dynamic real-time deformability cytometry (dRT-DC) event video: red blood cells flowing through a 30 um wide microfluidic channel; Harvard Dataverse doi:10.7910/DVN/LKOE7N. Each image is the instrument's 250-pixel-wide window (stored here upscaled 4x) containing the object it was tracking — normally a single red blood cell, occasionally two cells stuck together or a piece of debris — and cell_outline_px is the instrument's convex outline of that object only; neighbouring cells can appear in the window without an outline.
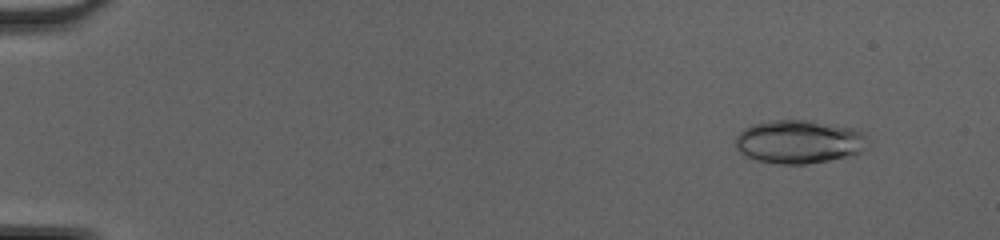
{"species": "common noctule bat (a hibernating species)", "species_latin": "Nyctalus noctula", "temperature_condition": "cold", "stored_images_in_passage": 49, "camera_frame_rate_fps": 3000, "um_per_image_px": 0.085, "animal": {"sex": "female", "body_mass_g": 20.0, "forearm_length_mm": 54.0}, "frame": {"image": 1, "passage_image": 5, "time_ms": 1.333, "image_size_px": [1000, 240], "cell_outline_px": [[864, 152], [856, 156], [804, 164], [776, 164], [756, 160], [740, 152], [736, 148], [736, 136], [744, 128], [752, 124], [772, 120], [812, 120], [860, 128], [864, 132]], "centroid_in_image_um": [67.96, 12.04], "position_along_channel_um": 17.0, "area_um2": 33.99}}
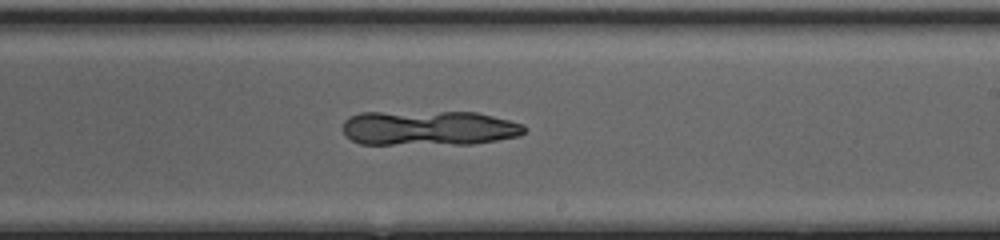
{"frame": {"image": 2, "passage_image": 31, "time_ms": 10.0, "image_size_px": [1000, 240], "cell_outline_px": [[528, 128], [520, 136], [472, 144], [360, 144], [352, 140], [344, 132], [344, 120], [348, 116], [360, 112], [476, 112], [524, 124]], "centroid_in_image_um": [36.46, 10.88], "position_along_channel_um": 252.5, "area_um2": 37.05}}
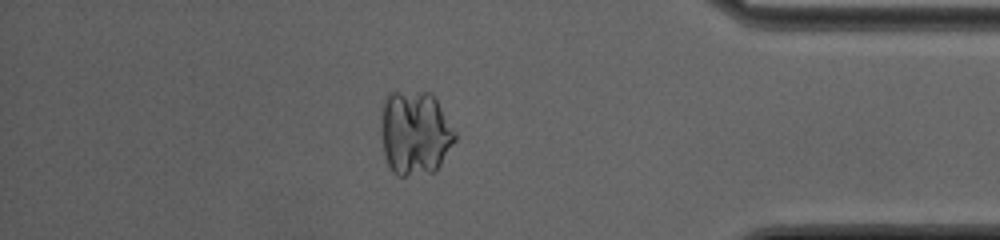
{"frame": {"image": 3, "passage_image": 43, "time_ms": 14.0, "image_size_px": [1000, 240], "cell_outline_px": [[456, 140], [436, 172], [404, 176], [396, 176], [392, 172], [384, 156], [380, 132], [380, 108], [384, 96], [388, 92], [432, 92], [456, 132]], "centroid_in_image_um": [35.24, 11.29], "position_along_channel_um": 400.0, "area_um2": 37.28}}